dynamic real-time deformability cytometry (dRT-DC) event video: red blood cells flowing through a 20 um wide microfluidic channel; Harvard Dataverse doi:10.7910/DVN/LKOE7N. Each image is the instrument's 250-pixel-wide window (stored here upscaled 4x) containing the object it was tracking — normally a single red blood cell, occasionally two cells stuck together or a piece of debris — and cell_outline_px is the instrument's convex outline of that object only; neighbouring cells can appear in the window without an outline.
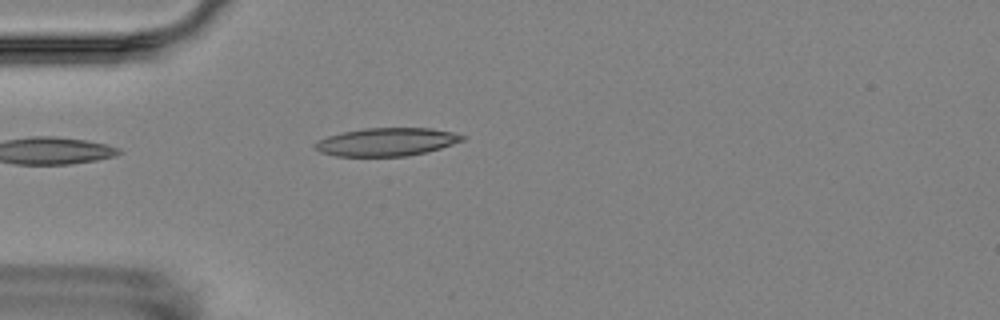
{"species": "Egyptian fruit bat (a non-hibernating species)", "species_latin": "Rousettus aegyptiacus", "temperature_condition": "room temperature", "stored_images_in_passage": 1, "camera_frame_rate_fps": 3000, "um_per_image_px": 0.085, "animal": {"sex": "female"}, "frame": {"image": 1, "passage_image": 1, "time_ms": 0.0, "image_size_px": [1000, 320], "cell_outline_px": [[464, 140], [440, 148], [408, 156], [336, 156], [320, 152], [312, 144], [328, 136], [344, 132], [364, 128], [432, 128], [452, 132], [464, 136]], "centroid_in_image_um": [32.85, 12.06], "position_along_channel_um": 52.1, "area_um2": 23.87}}